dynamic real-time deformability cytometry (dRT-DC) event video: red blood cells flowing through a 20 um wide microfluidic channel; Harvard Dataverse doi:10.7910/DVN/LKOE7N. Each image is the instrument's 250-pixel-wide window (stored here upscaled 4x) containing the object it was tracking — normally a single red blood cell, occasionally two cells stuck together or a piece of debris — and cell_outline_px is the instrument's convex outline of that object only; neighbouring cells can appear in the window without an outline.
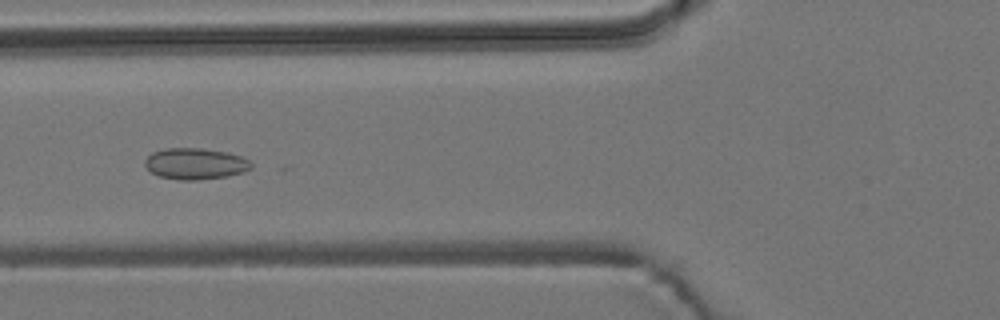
{"species": "common noctule bat (a hibernating species)", "species_latin": "Nyctalus noctula", "temperature_condition": "room temperature", "stored_images_in_passage": 9, "camera_frame_rate_fps": 3000, "um_per_image_px": 0.085, "animal": {"sex": "male", "body_mass_g": 19.2, "forearm_length_mm": 51.8}, "frame": {"image": 1, "passage_image": 6, "time_ms": 1.667, "image_size_px": [1000, 320], "cell_outline_px": [[252, 168], [244, 172], [228, 176], [196, 180], [180, 180], [160, 176], [152, 172], [144, 164], [144, 160], [152, 152], [164, 148], [200, 148], [228, 152], [240, 156], [248, 160], [252, 164]], "centroid_in_image_um": [16.61, 13.91], "position_along_channel_um": 109.2, "area_um2": 19.36}}
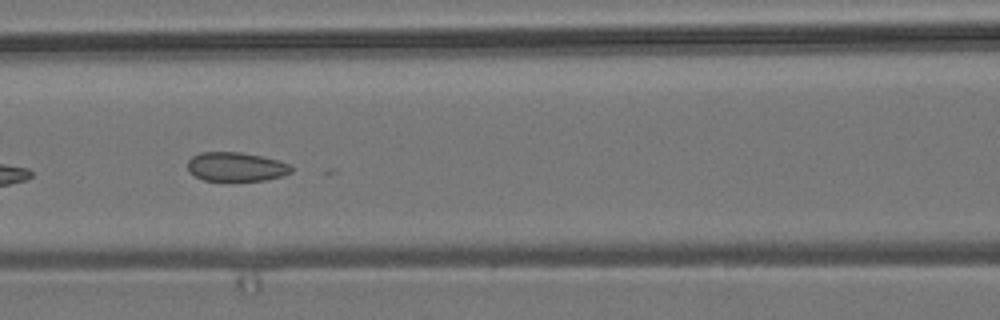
{"frame": {"image": 2, "passage_image": 7, "time_ms": 2.0, "image_size_px": [1000, 320], "cell_outline_px": [[292, 172], [280, 176], [264, 180], [204, 180], [188, 172], [188, 160], [192, 156], [200, 152], [240, 152], [260, 156], [276, 160], [288, 164], [292, 168]], "centroid_in_image_um": [20.02, 14.17], "position_along_channel_um": 146.6, "area_um2": 17.28}}
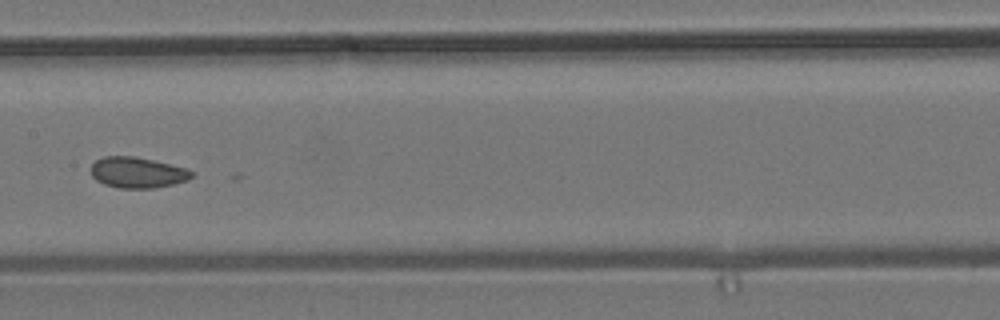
{"frame": {"image": 3, "passage_image": 8, "time_ms": 2.333, "image_size_px": [1000, 320], "cell_outline_px": [[192, 176], [188, 180], [156, 188], [120, 188], [104, 184], [96, 180], [92, 176], [92, 164], [96, 160], [104, 156], [132, 156], [152, 160], [188, 168], [192, 172]], "centroid_in_image_um": [11.68, 14.67], "position_along_channel_um": 195.7, "area_um2": 17.98}}